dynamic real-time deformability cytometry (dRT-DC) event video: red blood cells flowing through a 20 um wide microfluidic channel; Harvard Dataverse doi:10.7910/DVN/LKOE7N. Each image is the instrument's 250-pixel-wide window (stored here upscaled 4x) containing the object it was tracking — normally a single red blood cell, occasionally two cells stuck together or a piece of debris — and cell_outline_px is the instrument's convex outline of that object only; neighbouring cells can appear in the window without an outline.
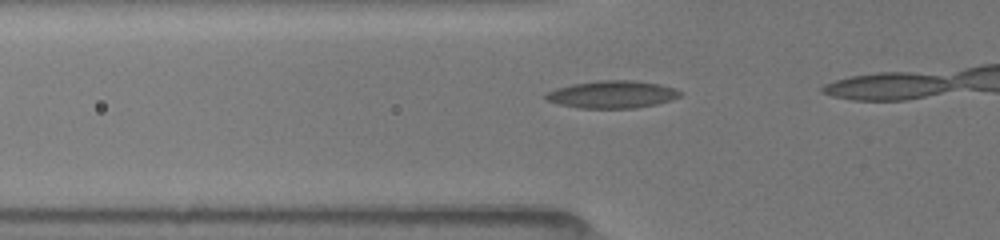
{"species": "common noctule bat (a hibernating species)", "species_latin": "Nyctalus noctula", "temperature_condition": "room temperature", "stored_images_in_passage": 8, "camera_frame_rate_fps": 3000, "um_per_image_px": 0.085, "animal": {"sex": "female", "body_mass_g": 19.5, "forearm_length_mm": 54.1}, "frame": {"image": 1, "passage_image": 3, "time_ms": 0.667, "image_size_px": [1000, 240], "cell_outline_px": [[680, 96], [672, 100], [656, 104], [636, 108], [580, 108], [560, 104], [544, 100], [544, 92], [556, 88], [572, 84], [600, 80], [636, 80], [660, 84], [672, 88], [680, 92]], "centroid_in_image_um": [51.99, 8.02], "position_along_channel_um": 73.8, "area_um2": 21.56}}
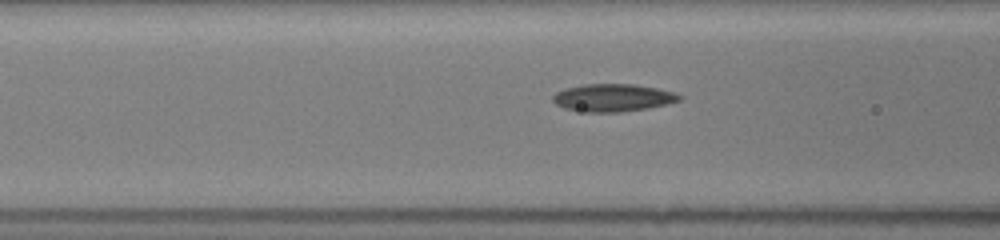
{"frame": {"image": 2, "passage_image": 6, "time_ms": 1.667, "image_size_px": [1000, 240], "cell_outline_px": [[684, 96], [680, 100], [668, 104], [648, 108], [620, 112], [588, 112], [564, 108], [556, 104], [552, 100], [552, 96], [556, 92], [564, 88], [584, 84], [632, 84], [656, 88], [676, 92]], "centroid_in_image_um": [52.11, 8.3], "position_along_channel_um": 114.5, "area_um2": 20.46}}